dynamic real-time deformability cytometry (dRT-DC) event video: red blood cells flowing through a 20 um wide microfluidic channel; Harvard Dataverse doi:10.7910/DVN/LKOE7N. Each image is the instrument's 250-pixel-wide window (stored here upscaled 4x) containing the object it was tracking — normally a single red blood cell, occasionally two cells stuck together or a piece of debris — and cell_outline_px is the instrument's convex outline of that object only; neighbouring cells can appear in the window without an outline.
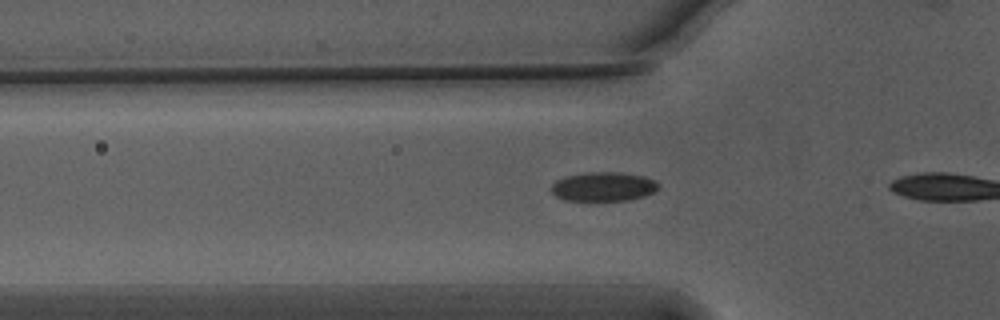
{"species": "Egyptian fruit bat (a non-hibernating species)", "species_latin": "Rousettus aegyptiacus", "temperature_condition": "warm", "stored_images_in_passage": 12, "camera_frame_rate_fps": 3000, "um_per_image_px": 0.085, "animal": {"sex": "male"}, "frame": {"image": 1, "passage_image": 7, "time_ms": 2.0, "image_size_px": [1000, 320], "cell_outline_px": [[660, 184], [652, 192], [644, 196], [628, 200], [564, 200], [556, 196], [552, 192], [552, 184], [556, 180], [568, 176], [588, 172], [620, 172], [644, 176], [656, 180]], "centroid_in_image_um": [51.3, 15.85], "position_along_channel_um": 74.5, "area_um2": 18.03}}